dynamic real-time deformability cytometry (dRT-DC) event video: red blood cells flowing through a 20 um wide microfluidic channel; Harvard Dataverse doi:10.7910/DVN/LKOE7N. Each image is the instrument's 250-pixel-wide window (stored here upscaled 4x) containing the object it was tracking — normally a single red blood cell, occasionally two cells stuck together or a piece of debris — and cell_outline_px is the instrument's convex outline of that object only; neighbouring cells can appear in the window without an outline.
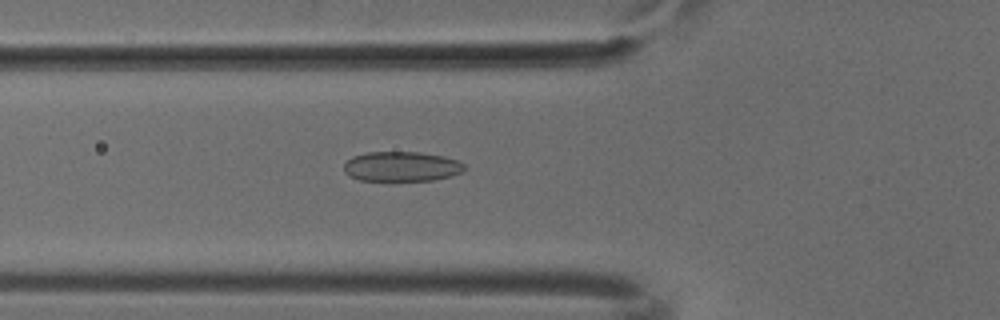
{"species": "common noctule bat (a hibernating species)", "species_latin": "Nyctalus noctula", "temperature_condition": "cold", "stored_images_in_passage": 30, "camera_frame_rate_fps": 3000, "um_per_image_px": 0.085, "animal": {"sex": "male", "body_mass_g": 18.8}, "frame": {"image": 1, "passage_image": 4, "time_ms": 1.0, "image_size_px": [1000, 320], "cell_outline_px": [[464, 172], [452, 176], [432, 180], [360, 180], [348, 176], [344, 172], [344, 164], [352, 156], [368, 152], [420, 152], [444, 156], [456, 160], [464, 164]], "centroid_in_image_um": [34.13, 14.15], "position_along_channel_um": 91.7, "area_um2": 20.98}}
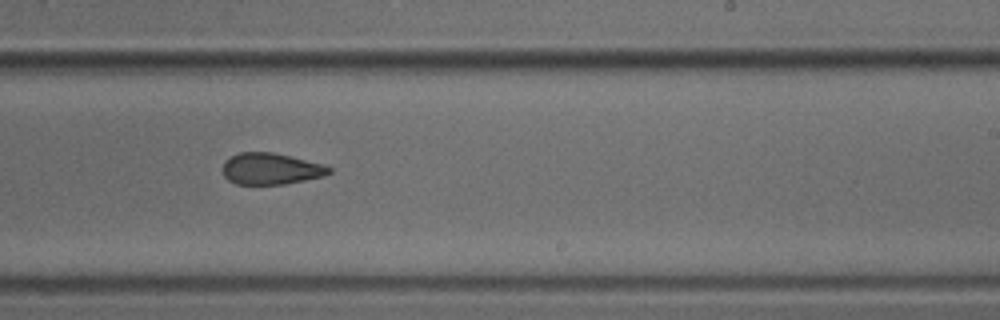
{"frame": {"image": 2, "passage_image": 17, "time_ms": 5.333, "image_size_px": [1000, 320], "cell_outline_px": [[332, 172], [324, 176], [284, 184], [236, 184], [228, 180], [224, 176], [220, 168], [224, 160], [240, 152], [272, 152], [324, 164], [332, 168]], "centroid_in_image_um": [22.99, 14.34], "position_along_channel_um": 266.0, "area_um2": 19.65}}
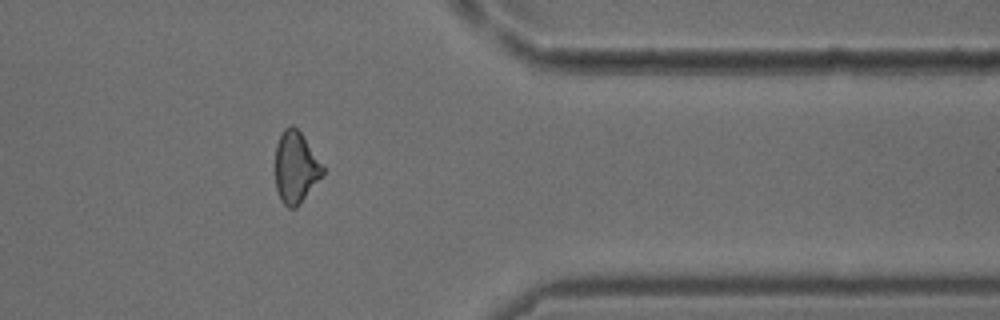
{"frame": {"image": 3, "passage_image": 27, "time_ms": 8.667, "image_size_px": [1000, 320], "cell_outline_px": [[324, 172], [300, 204], [296, 208], [288, 208], [280, 200], [276, 188], [276, 144], [284, 128], [288, 124], [292, 124], [304, 136], [324, 164]], "centroid_in_image_um": [25.14, 14.2], "position_along_channel_um": 386.3, "area_um2": 19.94}}